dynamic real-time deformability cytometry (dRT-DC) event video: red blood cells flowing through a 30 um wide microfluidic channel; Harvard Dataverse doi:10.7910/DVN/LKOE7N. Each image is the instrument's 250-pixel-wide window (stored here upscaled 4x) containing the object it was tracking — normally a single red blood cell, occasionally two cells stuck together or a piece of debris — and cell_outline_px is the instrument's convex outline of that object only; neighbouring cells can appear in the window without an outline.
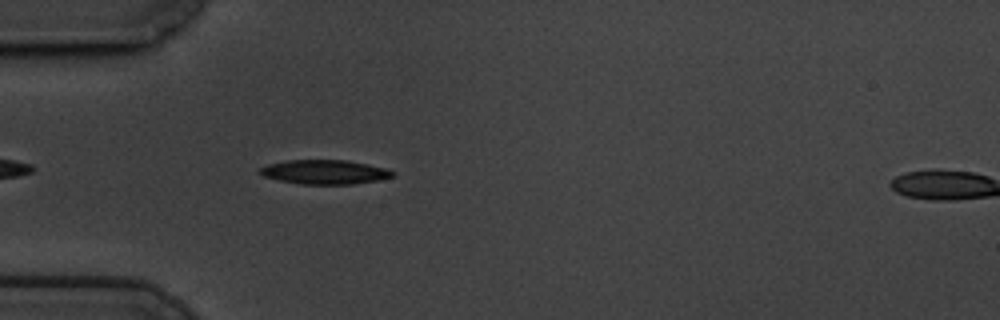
{"species": "common noctule bat (a hibernating species)", "species_latin": "Nyctalus noctula", "temperature_condition": "cold", "stored_images_in_passage": 45, "camera_frame_rate_fps": 3000, "um_per_image_px": 0.085, "animal": {"sex": "male", "body_mass_g": 19.5, "forearm_length_mm": 54.6}, "frame": {"image": 1, "passage_image": 4, "time_ms": 1.0, "image_size_px": [1000, 320], "cell_outline_px": [[396, 176], [376, 180], [352, 184], [300, 184], [280, 180], [264, 176], [260, 172], [260, 168], [268, 164], [284, 160], [348, 160], [388, 168], [396, 172]], "centroid_in_image_um": [27.65, 14.61], "position_along_channel_um": 57.3, "area_um2": 18.79}}
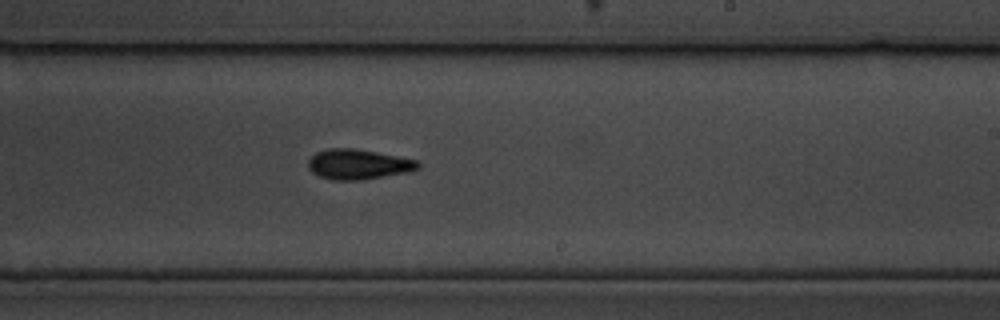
{"frame": {"image": 2, "passage_image": 22, "time_ms": 7.0, "image_size_px": [1000, 320], "cell_outline_px": [[420, 168], [404, 172], [360, 180], [332, 180], [320, 176], [312, 172], [308, 168], [308, 160], [316, 152], [328, 148], [356, 148], [416, 160], [420, 164]], "centroid_in_image_um": [30.39, 13.95], "position_along_channel_um": 258.6, "area_um2": 19.02}}
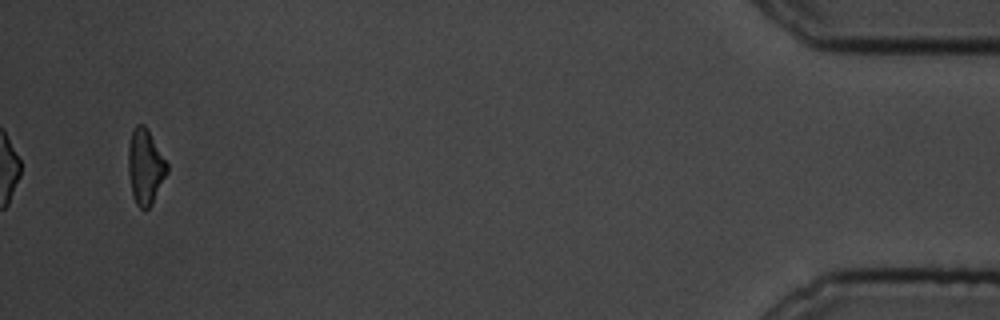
{"frame": {"image": 3, "passage_image": 43, "time_ms": 14.0, "image_size_px": [1000, 320], "cell_outline_px": [[168, 172], [152, 204], [148, 208], [140, 208], [136, 204], [132, 196], [128, 172], [128, 144], [132, 128], [136, 124], [144, 124], [148, 128], [168, 164]], "centroid_in_image_um": [12.34, 14.13], "position_along_channel_um": 422.9, "area_um2": 17.28}, "authors_computed_cell_mechanics": {"area_um2": 18.2648, "velocity_mm_per_s": 3.4488, "shape_relaxation_time_tau1_ms": 3.4181, "shape_relaxation_time_tau2_ms": 6.1007, "deformation_change_tau1": 0.144, "deformation_change_tau2": 0.139}}